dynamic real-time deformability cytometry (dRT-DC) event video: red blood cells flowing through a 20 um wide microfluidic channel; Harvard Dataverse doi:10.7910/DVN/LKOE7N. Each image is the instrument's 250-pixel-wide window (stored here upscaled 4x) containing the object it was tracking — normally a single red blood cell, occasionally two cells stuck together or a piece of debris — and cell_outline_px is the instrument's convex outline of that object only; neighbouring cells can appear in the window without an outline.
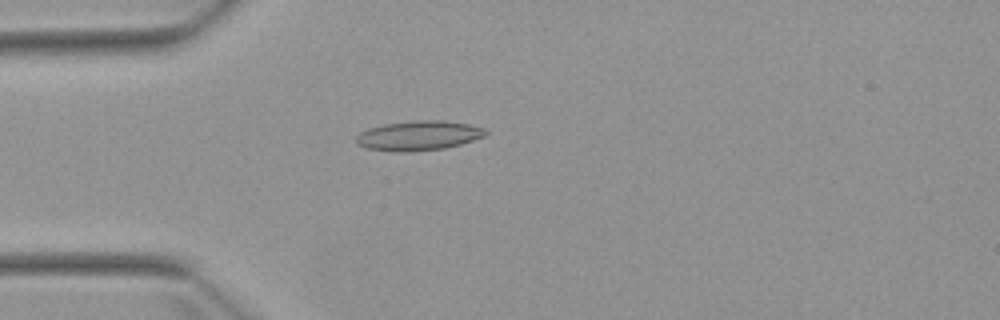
{"species": "Egyptian fruit bat (a non-hibernating species)", "species_latin": "Rousettus aegyptiacus", "temperature_condition": "warm", "stored_images_in_passage": 1, "camera_frame_rate_fps": 3000, "um_per_image_px": 0.085, "animal": {"sex": "female"}, "frame": {"image": 1, "passage_image": 1, "time_ms": 0.0, "image_size_px": [1000, 320], "cell_outline_px": [[488, 132], [484, 136], [460, 144], [444, 148], [404, 152], [368, 148], [356, 144], [356, 136], [360, 132], [368, 128], [384, 124], [416, 120], [444, 120], [468, 124], [484, 128]], "centroid_in_image_um": [35.57, 11.51], "position_along_channel_um": 49.4, "area_um2": 22.14}}